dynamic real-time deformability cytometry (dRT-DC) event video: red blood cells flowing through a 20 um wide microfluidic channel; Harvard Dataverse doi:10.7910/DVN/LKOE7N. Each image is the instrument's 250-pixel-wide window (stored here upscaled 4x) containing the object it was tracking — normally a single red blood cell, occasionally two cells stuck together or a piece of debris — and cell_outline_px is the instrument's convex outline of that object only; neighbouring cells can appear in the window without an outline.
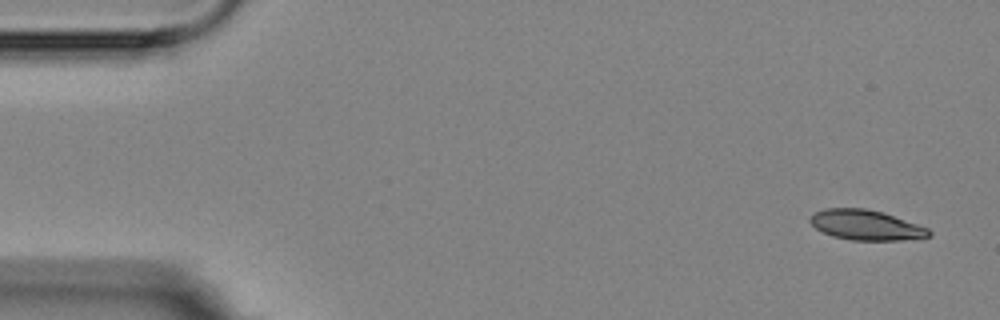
{"species": "Egyptian fruit bat (a non-hibernating species)", "species_latin": "Rousettus aegyptiacus", "temperature_condition": "room temperature", "stored_images_in_passage": 3, "camera_frame_rate_fps": 3000, "um_per_image_px": 0.085, "animal": {"sex": "female"}, "frame": {"image": 1, "passage_image": 1, "time_ms": 0.0, "image_size_px": [1000, 320], "cell_outline_px": [[932, 236], [900, 240], [852, 240], [832, 236], [816, 228], [808, 220], [816, 212], [824, 208], [864, 208], [880, 212], [928, 228], [932, 232]], "centroid_in_image_um": [73.59, 19.13], "position_along_channel_um": 11.4, "area_um2": 20.46}}